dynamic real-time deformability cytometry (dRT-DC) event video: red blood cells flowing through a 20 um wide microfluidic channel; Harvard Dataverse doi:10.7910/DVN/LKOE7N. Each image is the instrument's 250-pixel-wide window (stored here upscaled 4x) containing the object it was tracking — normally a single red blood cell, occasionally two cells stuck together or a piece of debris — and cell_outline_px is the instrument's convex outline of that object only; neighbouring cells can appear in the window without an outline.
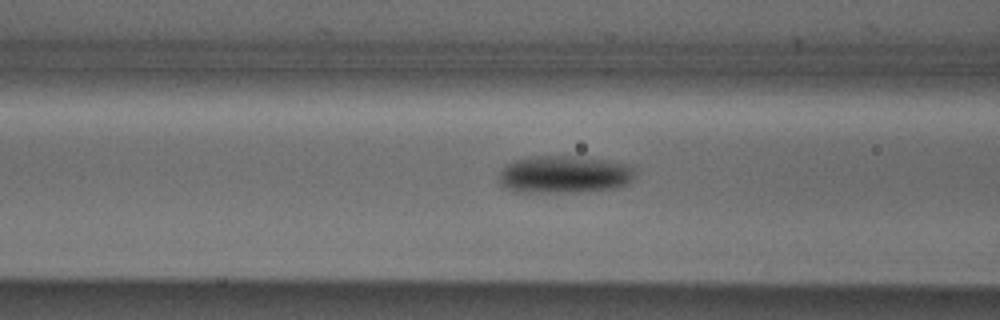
{"species": "Egyptian fruit bat (a non-hibernating species)", "species_latin": "Rousettus aegyptiacus", "temperature_condition": "cold", "stored_images_in_passage": 33, "camera_frame_rate_fps": 3000, "um_per_image_px": 0.085, "animal": {"sex": "male"}, "frame": {"image": 1, "passage_image": 8, "time_ms": 2.333, "image_size_px": [1000, 320], "cell_outline_px": [[636, 172], [632, 180], [628, 184], [616, 188], [572, 192], [512, 192], [504, 188], [496, 180], [500, 172], [512, 160], [528, 156], [572, 156], [608, 160], [628, 164]], "centroid_in_image_um": [47.92, 14.83], "position_along_channel_um": 118.7, "area_um2": 30.17}}
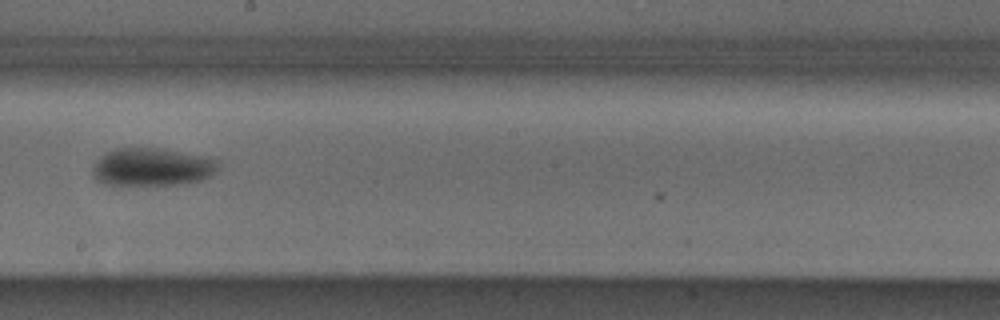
{"frame": {"image": 2, "passage_image": 17, "time_ms": 5.333, "image_size_px": [1000, 320], "cell_outline_px": [[216, 168], [212, 176], [200, 180], [184, 184], [120, 188], [104, 184], [96, 180], [92, 176], [92, 168], [96, 160], [104, 152], [116, 148], [160, 148], [208, 156], [216, 160]], "centroid_in_image_um": [12.83, 14.24], "position_along_channel_um": 235.4, "area_um2": 28.96}}
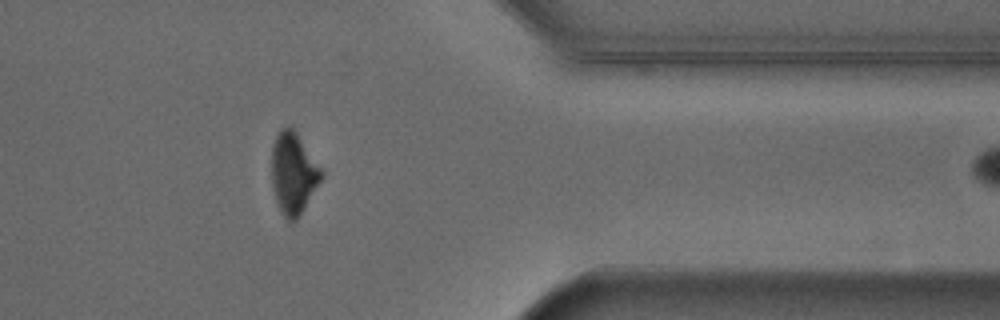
{"frame": {"image": 3, "passage_image": 30, "time_ms": 9.667, "image_size_px": [1000, 320], "cell_outline_px": [[324, 176], [300, 216], [292, 224], [280, 212], [276, 200], [272, 184], [272, 148], [276, 136], [288, 124], [296, 132], [324, 172]], "centroid_in_image_um": [24.95, 14.78], "position_along_channel_um": 386.4, "area_um2": 23.58}, "authors_computed_cell_mechanics": {"area_um2": 28.4376, "velocity_mm_per_s": 3.8957, "shape_relaxation_time_tau1_ms": 2.7282, "shape_relaxation_time_tau2_ms": null, "deformation_change_tau1": 0.1066, "deformation_change_tau2": null}}